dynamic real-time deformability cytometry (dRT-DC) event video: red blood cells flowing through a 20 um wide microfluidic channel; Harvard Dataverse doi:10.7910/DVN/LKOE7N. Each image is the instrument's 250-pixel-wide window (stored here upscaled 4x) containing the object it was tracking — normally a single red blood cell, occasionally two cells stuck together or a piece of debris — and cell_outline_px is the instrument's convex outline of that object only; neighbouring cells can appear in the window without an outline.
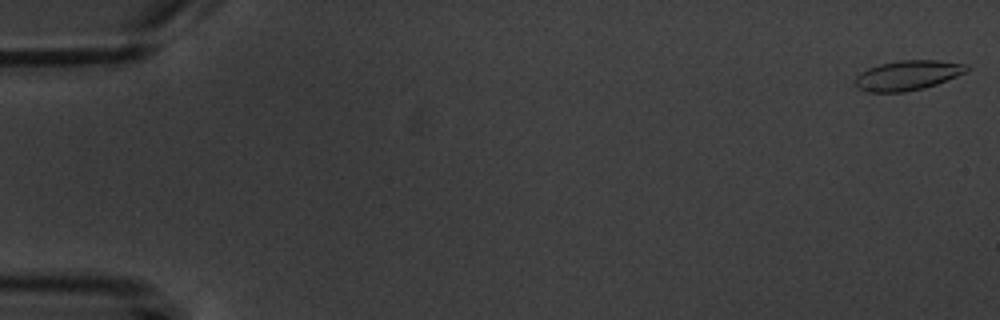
{"species": "common noctule bat (a hibernating species)", "species_latin": "Nyctalus noctula", "temperature_condition": "warm", "stored_images_in_passage": 6, "camera_frame_rate_fps": 3000, "um_per_image_px": 0.085, "animal": {"sex": "male", "body_mass_g": 20.1, "forearm_length_mm": 53.5}, "frame": {"image": 1, "passage_image": 1, "time_ms": 0.0, "image_size_px": [1000, 320], "cell_outline_px": [[968, 72], [936, 84], [924, 88], [904, 92], [868, 92], [856, 88], [856, 76], [860, 72], [868, 68], [880, 64], [896, 60], [936, 60], [968, 64]], "centroid_in_image_um": [77.15, 6.4], "position_along_channel_um": 7.8, "area_um2": 19.48}}
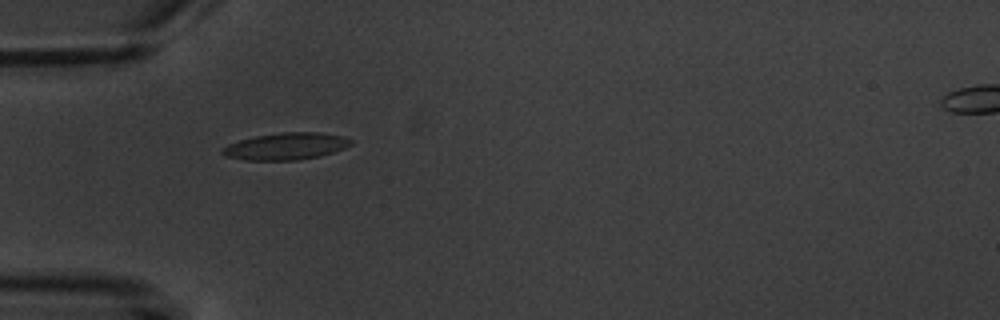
{"frame": {"image": 2, "passage_image": 5, "time_ms": 5.667, "image_size_px": [1000, 320], "cell_outline_px": [[352, 144], [344, 148], [320, 156], [296, 160], [244, 160], [224, 156], [220, 152], [220, 148], [228, 144], [240, 140], [256, 136], [280, 132], [320, 132], [344, 136], [352, 140]], "centroid_in_image_um": [24.28, 12.43], "position_along_channel_um": 60.7, "area_um2": 20.29}}